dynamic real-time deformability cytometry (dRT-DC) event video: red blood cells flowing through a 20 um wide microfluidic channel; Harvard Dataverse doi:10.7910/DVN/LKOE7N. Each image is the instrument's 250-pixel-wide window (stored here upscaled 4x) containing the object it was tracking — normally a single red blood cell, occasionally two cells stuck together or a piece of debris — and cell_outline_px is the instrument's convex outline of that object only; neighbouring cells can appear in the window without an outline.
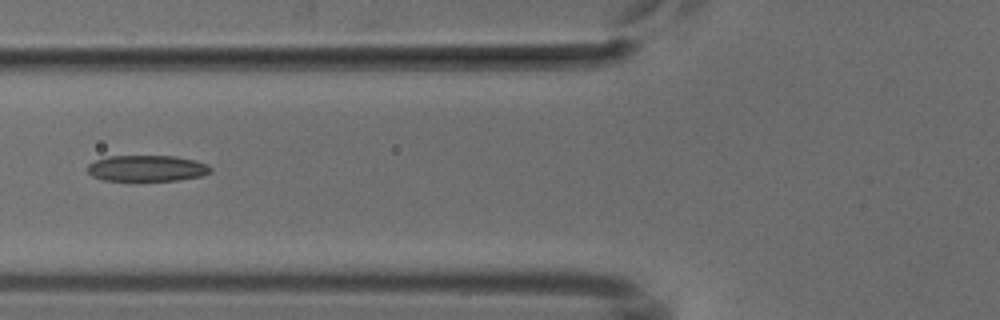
{"species": "common noctule bat (a hibernating species)", "species_latin": "Nyctalus noctula", "temperature_condition": "cold", "stored_images_in_passage": 6, "camera_frame_rate_fps": 3000, "um_per_image_px": 0.085, "animal": {"sex": "male", "body_mass_g": 18.8}, "frame": {"image": 1, "passage_image": 6, "time_ms": 5.667, "image_size_px": [1000, 320], "cell_outline_px": [[212, 172], [200, 176], [176, 180], [104, 180], [92, 176], [88, 172], [88, 164], [96, 160], [108, 156], [176, 156], [196, 160], [208, 164], [212, 168]], "centroid_in_image_um": [12.52, 14.29], "position_along_channel_um": 113.3, "area_um2": 18.67}}